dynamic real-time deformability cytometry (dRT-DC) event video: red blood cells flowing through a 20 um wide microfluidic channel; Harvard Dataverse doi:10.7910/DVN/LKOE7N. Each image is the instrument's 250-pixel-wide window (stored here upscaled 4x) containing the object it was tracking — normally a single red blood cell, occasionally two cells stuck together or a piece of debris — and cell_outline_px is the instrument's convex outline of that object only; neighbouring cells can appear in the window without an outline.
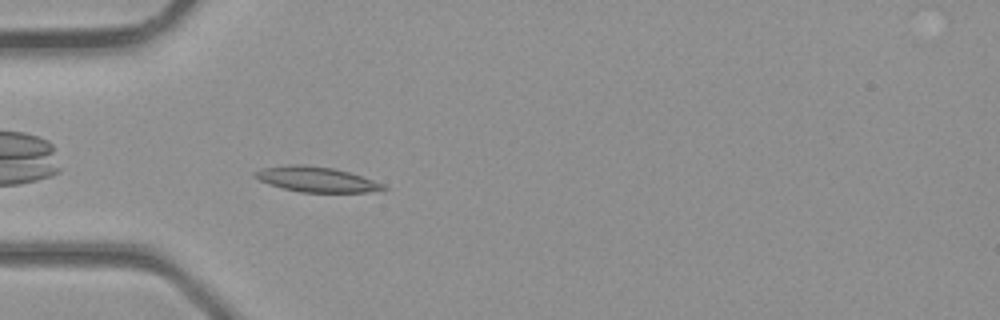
{"species": "common noctule bat (a hibernating species)", "species_latin": "Nyctalus noctula", "temperature_condition": "room temperature", "stored_images_in_passage": 30, "camera_frame_rate_fps": 3000, "um_per_image_px": 0.085, "animal": {"sex": "male", "body_mass_g": 23.1, "forearm_length_mm": 52.7}, "frame": {"image": 1, "passage_image": 3, "time_ms": 0.667, "image_size_px": [1000, 320], "cell_outline_px": [[388, 188], [368, 192], [300, 192], [268, 184], [252, 176], [252, 172], [260, 168], [288, 164], [304, 164], [336, 168], [384, 184]], "centroid_in_image_um": [26.82, 15.23], "position_along_channel_um": 58.2, "area_um2": 18.9}}
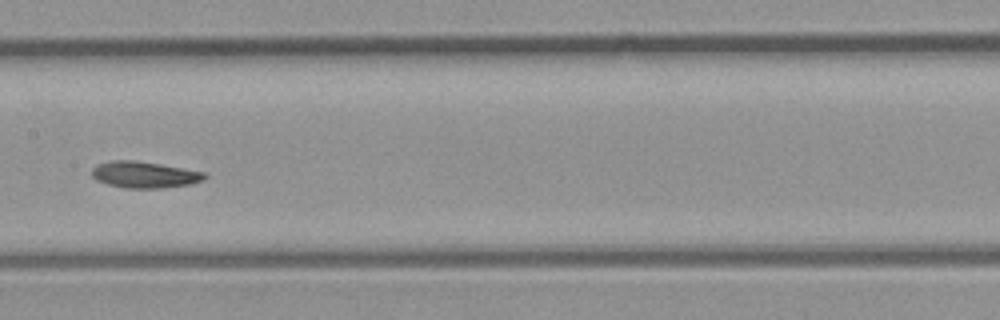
{"frame": {"image": 2, "passage_image": 11, "time_ms": 3.333, "image_size_px": [1000, 320], "cell_outline_px": [[208, 176], [204, 180], [188, 184], [164, 188], [124, 188], [108, 184], [96, 180], [92, 176], [92, 168], [96, 164], [112, 160], [132, 160], [160, 164], [184, 168], [204, 172]], "centroid_in_image_um": [12.26, 14.85], "position_along_channel_um": 195.1, "area_um2": 17.4}}
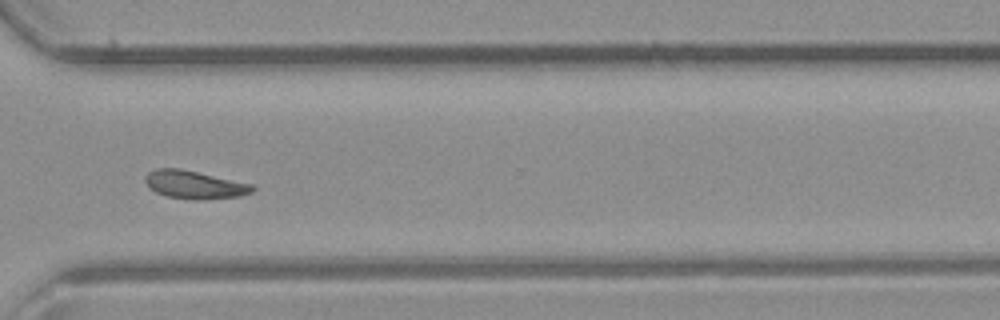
{"frame": {"image": 3, "passage_image": 20, "time_ms": 6.333, "image_size_px": [1000, 320], "cell_outline_px": [[256, 188], [252, 192], [240, 196], [204, 200], [192, 200], [168, 196], [156, 192], [148, 188], [144, 180], [144, 176], [148, 172], [156, 168], [180, 168], [252, 184]], "centroid_in_image_um": [16.51, 15.7], "position_along_channel_um": 354.1, "area_um2": 17.69}}